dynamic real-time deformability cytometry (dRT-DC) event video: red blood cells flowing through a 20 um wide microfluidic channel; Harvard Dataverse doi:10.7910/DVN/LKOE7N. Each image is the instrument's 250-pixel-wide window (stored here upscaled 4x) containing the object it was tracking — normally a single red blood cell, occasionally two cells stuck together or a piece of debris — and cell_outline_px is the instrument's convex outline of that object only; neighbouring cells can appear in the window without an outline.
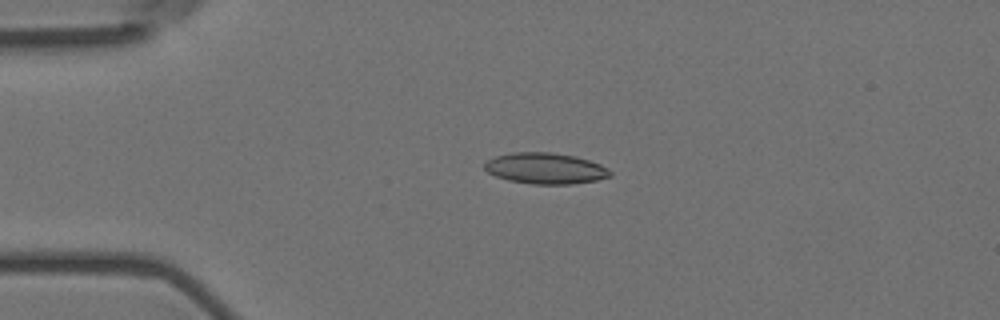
{"species": "Egyptian fruit bat (a non-hibernating species)", "species_latin": "Rousettus aegyptiacus", "temperature_condition": "room temperature", "stored_images_in_passage": 5, "camera_frame_rate_fps": 3000, "um_per_image_px": 0.085, "animal": {"sex": "female"}, "frame": {"image": 1, "passage_image": 4, "time_ms": 1.0, "image_size_px": [1000, 320], "cell_outline_px": [[612, 176], [596, 180], [572, 184], [532, 184], [508, 180], [496, 176], [488, 172], [484, 168], [484, 164], [488, 160], [496, 156], [512, 152], [552, 152], [576, 156], [600, 164], [608, 168], [612, 172]], "centroid_in_image_um": [46.37, 14.31], "position_along_channel_um": 38.6, "area_um2": 22.77}}